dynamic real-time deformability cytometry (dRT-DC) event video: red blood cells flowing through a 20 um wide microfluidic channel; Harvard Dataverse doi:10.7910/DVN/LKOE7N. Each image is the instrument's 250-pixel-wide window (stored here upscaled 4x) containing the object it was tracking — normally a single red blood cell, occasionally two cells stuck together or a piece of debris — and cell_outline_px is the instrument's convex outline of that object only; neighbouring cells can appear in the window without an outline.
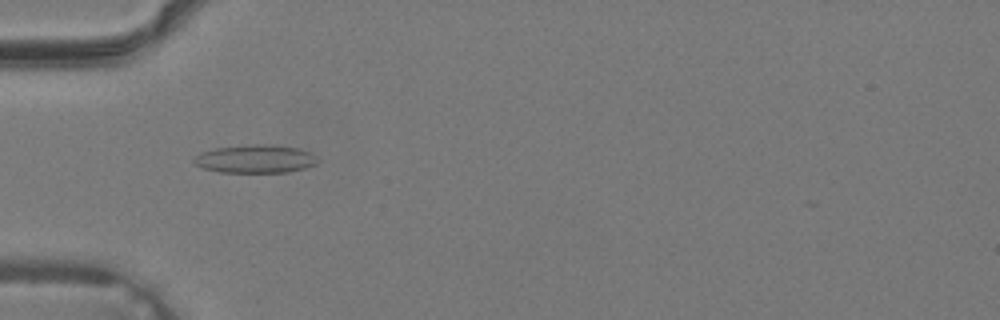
{"species": "common noctule bat (a hibernating species)", "species_latin": "Nyctalus noctula", "temperature_condition": "warm", "stored_images_in_passage": 29, "camera_frame_rate_fps": 3000, "um_per_image_px": 0.085, "animal": {"sex": "male", "body_mass_g": 19.2, "forearm_length_mm": 51.8}, "frame": {"image": 1, "passage_image": 4, "time_ms": 1.0, "image_size_px": [1000, 320], "cell_outline_px": [[320, 160], [316, 164], [304, 168], [288, 172], [220, 172], [204, 168], [196, 164], [192, 160], [200, 152], [216, 148], [252, 144], [276, 144], [300, 148], [308, 152]], "centroid_in_image_um": [21.73, 13.49], "position_along_channel_um": 63.3, "area_um2": 20.35}}
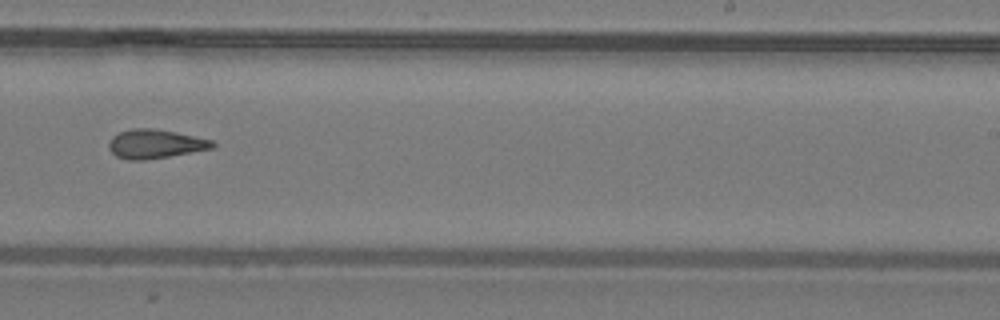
{"frame": {"image": 2, "passage_image": 16, "time_ms": 5.0, "image_size_px": [1000, 320], "cell_outline_px": [[216, 144], [212, 148], [168, 156], [144, 160], [128, 160], [116, 156], [108, 148], [108, 144], [112, 136], [120, 132], [132, 128], [152, 128], [176, 132], [212, 140]], "centroid_in_image_um": [13.16, 12.23], "position_along_channel_um": 275.8, "area_um2": 17.34}}
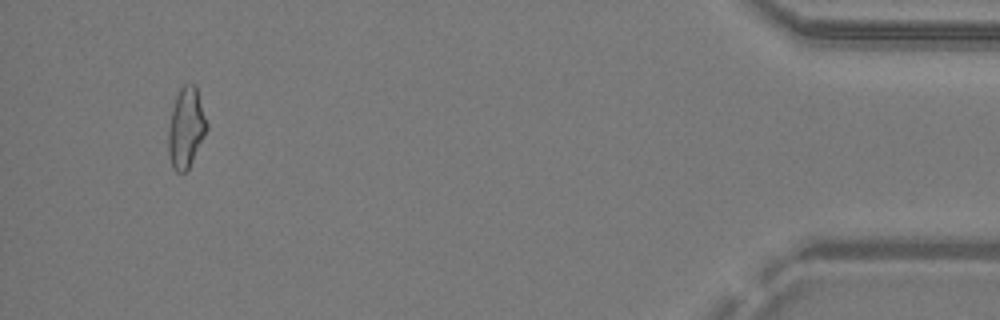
{"frame": {"image": 3, "passage_image": 28, "time_ms": 9.0, "image_size_px": [1000, 320], "cell_outline_px": [[208, 128], [188, 168], [184, 172], [176, 172], [172, 168], [168, 152], [168, 128], [172, 108], [176, 96], [180, 88], [184, 84], [196, 84], [208, 124]], "centroid_in_image_um": [15.81, 10.83], "position_along_channel_um": 419.4, "area_um2": 17.98}}